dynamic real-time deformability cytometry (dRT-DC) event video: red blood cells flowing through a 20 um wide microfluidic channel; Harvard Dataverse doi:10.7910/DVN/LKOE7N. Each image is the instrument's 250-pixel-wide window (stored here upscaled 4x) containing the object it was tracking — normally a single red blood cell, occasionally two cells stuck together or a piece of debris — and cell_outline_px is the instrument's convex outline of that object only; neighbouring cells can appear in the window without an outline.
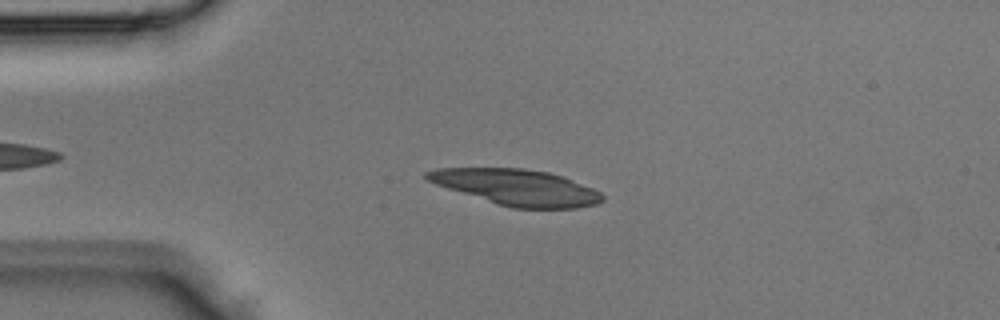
{"species": "Egyptian fruit bat (a non-hibernating species)", "species_latin": "Rousettus aegyptiacus", "temperature_condition": "room temperature", "stored_images_in_passage": 3, "camera_frame_rate_fps": 3000, "um_per_image_px": 0.085, "animal": {"sex": "male"}, "frame": {"image": 1, "passage_image": 3, "time_ms": 0.667, "image_size_px": [1000, 320], "cell_outline_px": [[604, 200], [596, 204], [576, 208], [512, 208], [448, 188], [436, 184], [428, 180], [424, 176], [424, 172], [436, 168], [524, 168], [548, 172], [564, 176], [592, 188], [600, 192], [604, 196]], "centroid_in_image_um": [43.95, 15.91], "position_along_channel_um": 41.1, "area_um2": 36.41}}